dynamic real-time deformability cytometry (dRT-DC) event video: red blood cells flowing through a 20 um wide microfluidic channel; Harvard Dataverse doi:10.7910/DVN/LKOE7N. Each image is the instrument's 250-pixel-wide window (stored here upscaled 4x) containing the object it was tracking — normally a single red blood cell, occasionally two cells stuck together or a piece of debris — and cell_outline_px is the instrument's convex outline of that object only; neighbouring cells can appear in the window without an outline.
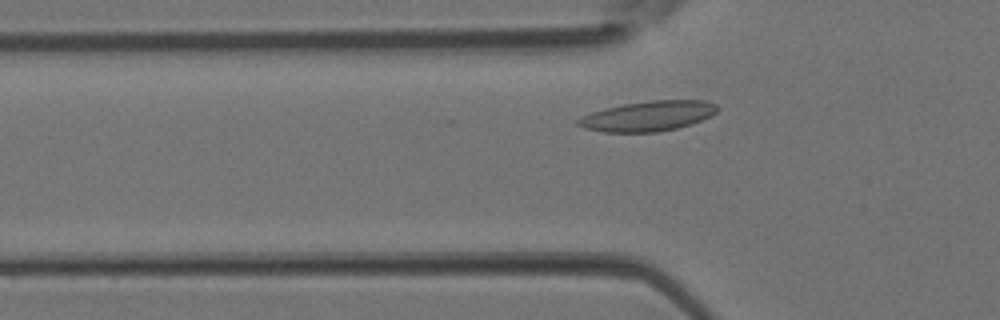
{"species": "Egyptian fruit bat (a non-hibernating species)", "species_latin": "Rousettus aegyptiacus", "temperature_condition": "room temperature", "stored_images_in_passage": 3, "camera_frame_rate_fps": 3000, "um_per_image_px": 0.085, "animal": {"sex": "female"}, "frame": {"image": 1, "passage_image": 2, "time_ms": 0.333, "image_size_px": [1000, 320], "cell_outline_px": [[720, 108], [712, 116], [692, 124], [676, 128], [656, 132], [604, 132], [584, 128], [576, 124], [576, 120], [580, 116], [592, 112], [624, 104], [652, 100], [708, 100], [716, 104]], "centroid_in_image_um": [55.12, 9.86], "position_along_channel_um": 70.7, "area_um2": 24.51}}
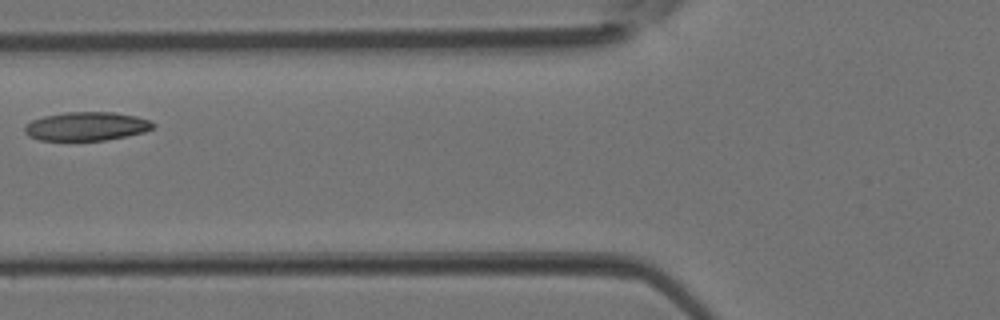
{"frame": {"image": 2, "passage_image": 3, "time_ms": 0.667, "image_size_px": [1000, 320], "cell_outline_px": [[156, 124], [152, 128], [144, 132], [104, 140], [40, 140], [28, 136], [24, 132], [24, 128], [32, 120], [44, 116], [68, 112], [112, 112], [136, 116], [152, 120]], "centroid_in_image_um": [7.37, 10.73], "position_along_channel_um": 118.4, "area_um2": 21.33}}